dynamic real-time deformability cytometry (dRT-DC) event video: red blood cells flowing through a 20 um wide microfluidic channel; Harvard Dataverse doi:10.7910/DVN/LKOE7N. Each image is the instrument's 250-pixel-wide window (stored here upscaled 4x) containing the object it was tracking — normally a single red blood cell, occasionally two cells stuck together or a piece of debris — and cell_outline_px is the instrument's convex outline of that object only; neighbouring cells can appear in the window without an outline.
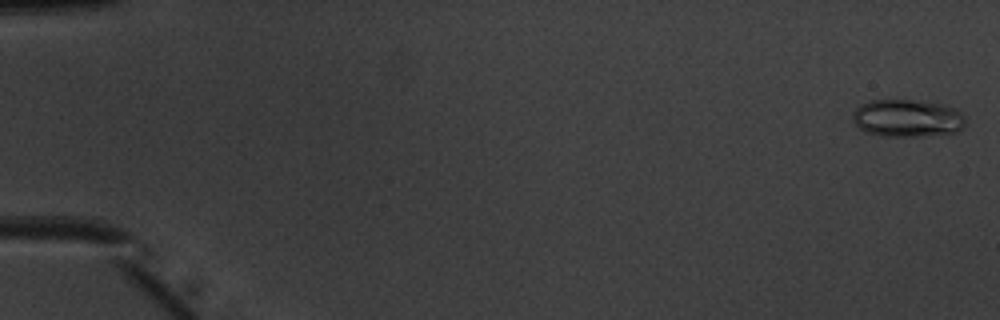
{"species": "common noctule bat (a hibernating species)", "species_latin": "Nyctalus noctula", "temperature_condition": "warm", "stored_images_in_passage": 51, "camera_frame_rate_fps": 3000, "um_per_image_px": 0.085, "animal": {"sex": "male", "body_mass_g": 20.1, "forearm_length_mm": 53.5}, "frame": {"image": 1, "passage_image": 1, "time_ms": 0.0, "image_size_px": [1000, 320], "cell_outline_px": [[964, 128], [956, 132], [916, 136], [880, 136], [868, 132], [860, 128], [852, 120], [852, 116], [856, 108], [872, 100], [908, 100], [944, 104], [956, 108], [964, 116]], "centroid_in_image_um": [77.14, 10.05], "position_along_channel_um": 7.9, "area_um2": 24.45}}
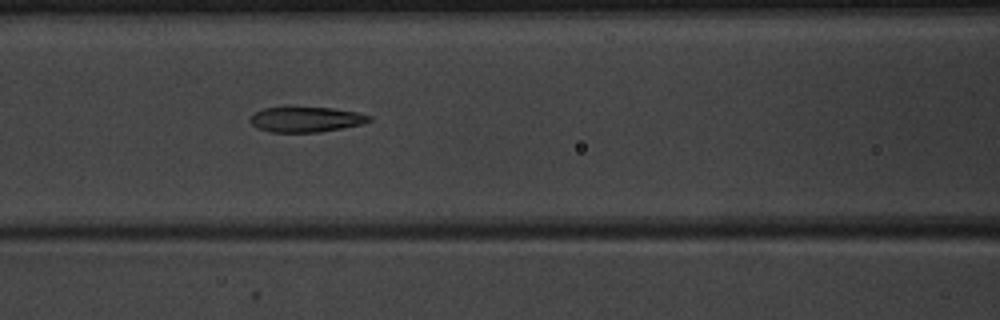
{"frame": {"image": 2, "passage_image": 23, "time_ms": 7.333, "image_size_px": [1000, 320], "cell_outline_px": [[372, 120], [364, 124], [320, 132], [272, 132], [260, 128], [252, 124], [248, 120], [256, 112], [264, 108], [332, 108], [356, 112], [372, 116]], "centroid_in_image_um": [26.07, 10.16], "position_along_channel_um": 140.5, "area_um2": 17.22}}
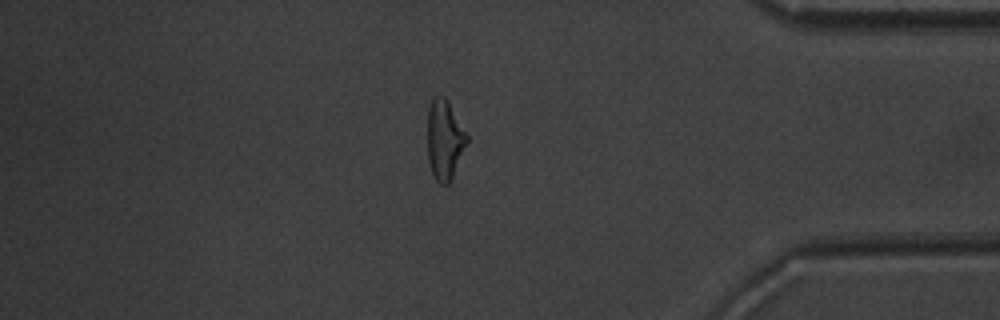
{"frame": {"image": 3, "passage_image": 44, "time_ms": 14.333, "image_size_px": [1000, 320], "cell_outline_px": [[468, 140], [452, 176], [448, 184], [440, 184], [436, 180], [432, 172], [428, 160], [428, 108], [432, 100], [436, 96], [444, 96], [448, 100], [468, 136]], "centroid_in_image_um": [37.78, 11.85], "position_along_channel_um": 397.4, "area_um2": 17.98}, "authors_computed_cell_mechanics": {"area_um2": 18.7272, "velocity_mm_per_s": 4.0307, "shape_relaxation_time_tau1_ms": 5.219, "shape_relaxation_time_tau2_ms": 1.8778, "deformation_change_tau1": 0.1906, "deformation_change_tau2": 0.0982}}